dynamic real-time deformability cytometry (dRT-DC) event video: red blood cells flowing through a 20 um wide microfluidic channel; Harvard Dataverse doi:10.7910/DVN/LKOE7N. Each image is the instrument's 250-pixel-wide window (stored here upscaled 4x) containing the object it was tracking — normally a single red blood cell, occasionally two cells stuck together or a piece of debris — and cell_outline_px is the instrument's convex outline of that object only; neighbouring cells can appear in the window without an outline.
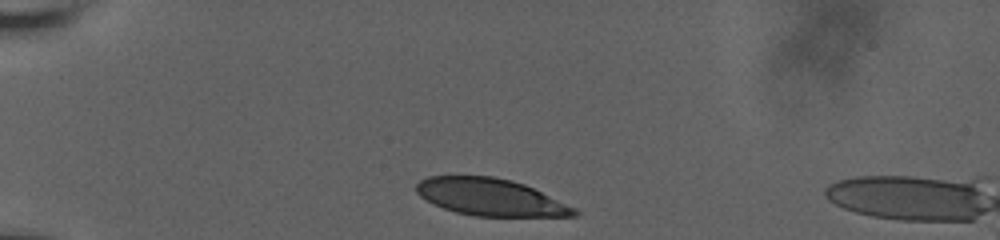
{"species": "human", "species_latin": "Homo sapiens", "temperature_condition": "room temperature", "stored_images_in_passage": 36, "camera_frame_rate_fps": 3000, "um_per_image_px": 0.085, "donor": {"sex": "male"}, "frame": {"image": 1, "passage_image": 2, "time_ms": 0.333, "image_size_px": [1000, 240], "cell_outline_px": [[580, 212], [576, 216], [472, 216], [456, 212], [432, 204], [420, 196], [416, 192], [416, 184], [420, 180], [428, 176], [492, 176], [512, 180], [524, 184], [576, 208]], "centroid_in_image_um": [41.67, 16.76], "position_along_channel_um": 43.3, "area_um2": 34.1}}
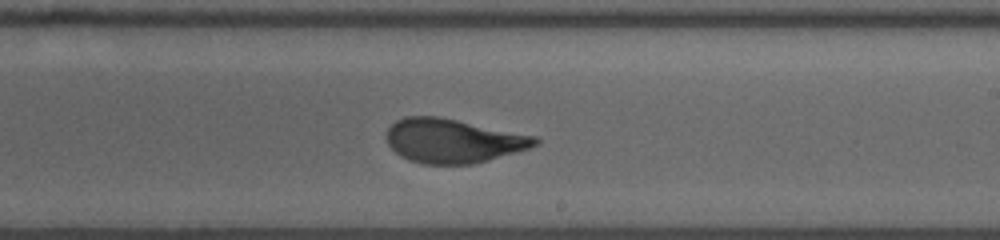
{"frame": {"image": 2, "passage_image": 23, "time_ms": 7.333, "image_size_px": [1000, 240], "cell_outline_px": [[540, 140], [536, 144], [528, 148], [516, 152], [488, 160], [472, 164], [424, 164], [408, 160], [400, 156], [388, 144], [384, 136], [388, 128], [396, 120], [404, 116], [440, 116], [536, 136]], "centroid_in_image_um": [38.46, 11.96], "position_along_channel_um": 250.5, "area_um2": 38.26}}
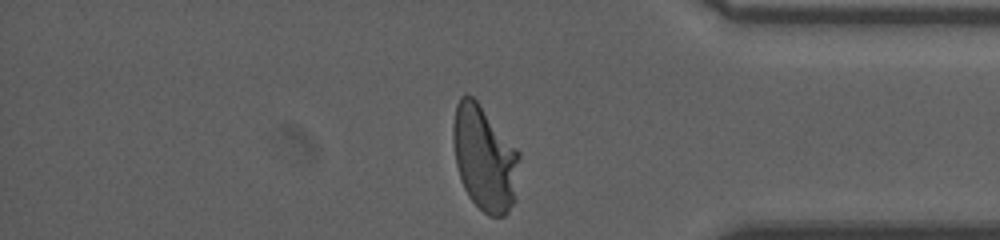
{"frame": {"image": 3, "passage_image": 36, "time_ms": 11.667, "image_size_px": [1000, 240], "cell_outline_px": [[520, 156], [516, 200], [508, 212], [504, 216], [488, 216], [468, 196], [464, 188], [456, 164], [452, 140], [452, 124], [456, 104], [460, 96], [464, 92], [472, 96], [476, 100], [520, 152]], "centroid_in_image_um": [41.19, 13.44], "position_along_channel_um": 394.0, "area_um2": 40.86}, "authors_computed_cell_mechanics": {"area_um2": 38.5237, "velocity_mm_per_s": 3.6493, "shape_relaxation_time_tau1_ms": 5.2014, "shape_relaxation_time_tau2_ms": null, "deformation_change_tau1": 0.2133, "deformation_change_tau2": null}}